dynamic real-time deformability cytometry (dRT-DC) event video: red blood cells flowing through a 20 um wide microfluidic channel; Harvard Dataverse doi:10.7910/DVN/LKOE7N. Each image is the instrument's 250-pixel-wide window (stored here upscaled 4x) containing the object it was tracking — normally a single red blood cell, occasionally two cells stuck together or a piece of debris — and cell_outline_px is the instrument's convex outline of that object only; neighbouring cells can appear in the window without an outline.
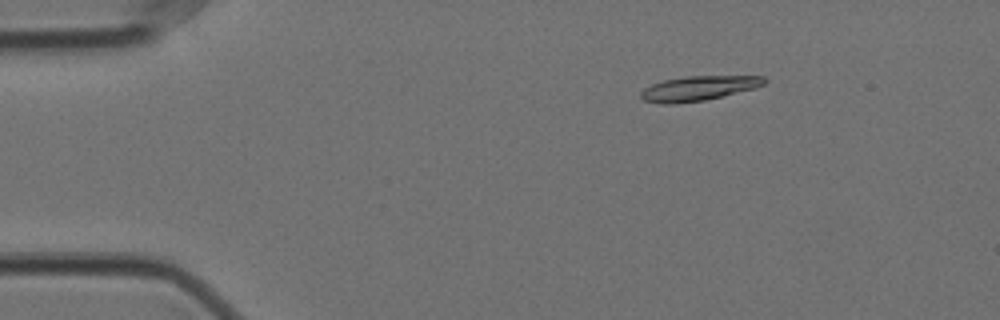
{"species": "Egyptian fruit bat (a non-hibernating species)", "species_latin": "Rousettus aegyptiacus", "temperature_condition": "cold", "stored_images_in_passage": 57, "camera_frame_rate_fps": 3000, "um_per_image_px": 0.085, "animal": {"sex": "female"}, "frame": {"image": 1, "passage_image": 9, "time_ms": 2.667, "image_size_px": [1000, 320], "cell_outline_px": [[768, 80], [764, 84], [756, 88], [704, 100], [676, 104], [660, 104], [644, 100], [640, 96], [640, 92], [644, 88], [652, 84], [664, 80], [688, 76], [764, 76]], "centroid_in_image_um": [59.37, 7.51], "position_along_channel_um": 25.6, "area_um2": 17.74}}
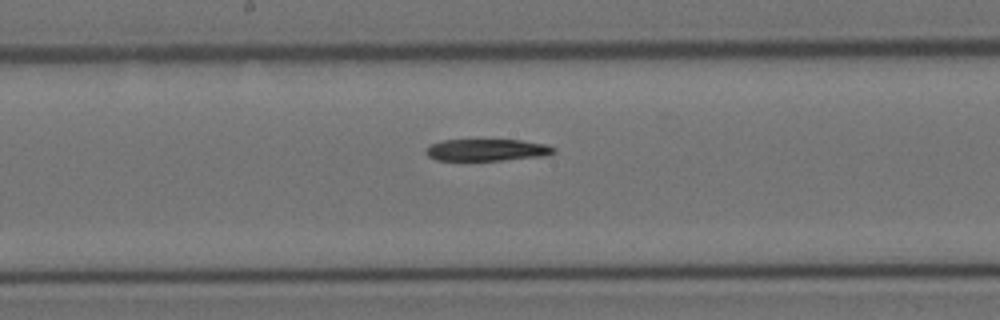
{"frame": {"image": 2, "passage_image": 30, "time_ms": 9.667, "image_size_px": [1000, 320], "cell_outline_px": [[556, 152], [548, 156], [500, 160], [436, 160], [428, 156], [424, 152], [424, 148], [440, 140], [520, 140], [548, 144], [556, 148]], "centroid_in_image_um": [41.41, 12.74], "position_along_channel_um": 206.8, "area_um2": 16.53}}
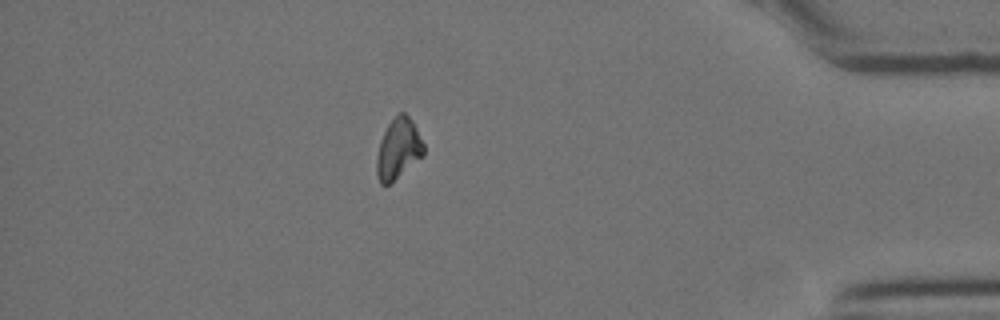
{"frame": {"image": 3, "passage_image": 50, "time_ms": 16.333, "image_size_px": [1000, 320], "cell_outline_px": [[424, 156], [388, 184], [380, 184], [376, 172], [376, 156], [380, 140], [388, 124], [400, 112], [404, 112], [412, 120], [424, 144]], "centroid_in_image_um": [33.85, 12.64], "position_along_channel_um": 401.3, "area_um2": 16.47}}